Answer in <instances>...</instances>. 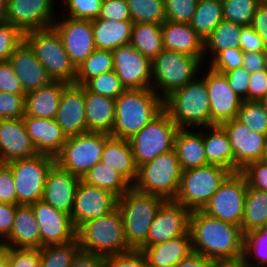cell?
Returning <instances> with one entry per match:
<instances>
[{
  "mask_svg": "<svg viewBox=\"0 0 267 267\" xmlns=\"http://www.w3.org/2000/svg\"><path fill=\"white\" fill-rule=\"evenodd\" d=\"M96 49L114 50L131 41L132 21L91 20Z\"/></svg>",
  "mask_w": 267,
  "mask_h": 267,
  "instance_id": "e575fe53",
  "label": "cell"
},
{
  "mask_svg": "<svg viewBox=\"0 0 267 267\" xmlns=\"http://www.w3.org/2000/svg\"><path fill=\"white\" fill-rule=\"evenodd\" d=\"M189 231L194 253L216 263L242 262L245 234L239 226L196 210L190 212Z\"/></svg>",
  "mask_w": 267,
  "mask_h": 267,
  "instance_id": "6da1fadb",
  "label": "cell"
},
{
  "mask_svg": "<svg viewBox=\"0 0 267 267\" xmlns=\"http://www.w3.org/2000/svg\"><path fill=\"white\" fill-rule=\"evenodd\" d=\"M8 255L10 267H40L41 249L1 247Z\"/></svg>",
  "mask_w": 267,
  "mask_h": 267,
  "instance_id": "f907efd6",
  "label": "cell"
},
{
  "mask_svg": "<svg viewBox=\"0 0 267 267\" xmlns=\"http://www.w3.org/2000/svg\"><path fill=\"white\" fill-rule=\"evenodd\" d=\"M55 0H7L5 22L25 33L51 28L56 20Z\"/></svg>",
  "mask_w": 267,
  "mask_h": 267,
  "instance_id": "5bb4252c",
  "label": "cell"
},
{
  "mask_svg": "<svg viewBox=\"0 0 267 267\" xmlns=\"http://www.w3.org/2000/svg\"><path fill=\"white\" fill-rule=\"evenodd\" d=\"M242 67L250 73L267 69V51L263 52H243Z\"/></svg>",
  "mask_w": 267,
  "mask_h": 267,
  "instance_id": "003e7915",
  "label": "cell"
},
{
  "mask_svg": "<svg viewBox=\"0 0 267 267\" xmlns=\"http://www.w3.org/2000/svg\"><path fill=\"white\" fill-rule=\"evenodd\" d=\"M55 121L67 137L88 132L84 86L69 84L63 90Z\"/></svg>",
  "mask_w": 267,
  "mask_h": 267,
  "instance_id": "603a6c76",
  "label": "cell"
},
{
  "mask_svg": "<svg viewBox=\"0 0 267 267\" xmlns=\"http://www.w3.org/2000/svg\"><path fill=\"white\" fill-rule=\"evenodd\" d=\"M107 267H147L145 255L141 250H130L125 253L106 257Z\"/></svg>",
  "mask_w": 267,
  "mask_h": 267,
  "instance_id": "680465c9",
  "label": "cell"
},
{
  "mask_svg": "<svg viewBox=\"0 0 267 267\" xmlns=\"http://www.w3.org/2000/svg\"><path fill=\"white\" fill-rule=\"evenodd\" d=\"M17 204L0 202V243L10 234L15 218Z\"/></svg>",
  "mask_w": 267,
  "mask_h": 267,
  "instance_id": "03108f58",
  "label": "cell"
},
{
  "mask_svg": "<svg viewBox=\"0 0 267 267\" xmlns=\"http://www.w3.org/2000/svg\"><path fill=\"white\" fill-rule=\"evenodd\" d=\"M114 70L112 50L96 49L78 68L74 84L84 86L90 79Z\"/></svg>",
  "mask_w": 267,
  "mask_h": 267,
  "instance_id": "60d3db41",
  "label": "cell"
},
{
  "mask_svg": "<svg viewBox=\"0 0 267 267\" xmlns=\"http://www.w3.org/2000/svg\"><path fill=\"white\" fill-rule=\"evenodd\" d=\"M163 49L177 51L198 59H204V40L190 24L166 20L161 24Z\"/></svg>",
  "mask_w": 267,
  "mask_h": 267,
  "instance_id": "4316f807",
  "label": "cell"
},
{
  "mask_svg": "<svg viewBox=\"0 0 267 267\" xmlns=\"http://www.w3.org/2000/svg\"><path fill=\"white\" fill-rule=\"evenodd\" d=\"M151 63V88L163 99L172 91L198 78V72L205 62L204 59L163 49Z\"/></svg>",
  "mask_w": 267,
  "mask_h": 267,
  "instance_id": "8992f818",
  "label": "cell"
},
{
  "mask_svg": "<svg viewBox=\"0 0 267 267\" xmlns=\"http://www.w3.org/2000/svg\"><path fill=\"white\" fill-rule=\"evenodd\" d=\"M25 115V95L0 91V120L22 118Z\"/></svg>",
  "mask_w": 267,
  "mask_h": 267,
  "instance_id": "db71d44e",
  "label": "cell"
},
{
  "mask_svg": "<svg viewBox=\"0 0 267 267\" xmlns=\"http://www.w3.org/2000/svg\"><path fill=\"white\" fill-rule=\"evenodd\" d=\"M251 26L262 38L264 48L267 51V0H263L258 5Z\"/></svg>",
  "mask_w": 267,
  "mask_h": 267,
  "instance_id": "e7e4bbea",
  "label": "cell"
},
{
  "mask_svg": "<svg viewBox=\"0 0 267 267\" xmlns=\"http://www.w3.org/2000/svg\"><path fill=\"white\" fill-rule=\"evenodd\" d=\"M231 172L218 165H206L182 171L174 199L190 212L202 210Z\"/></svg>",
  "mask_w": 267,
  "mask_h": 267,
  "instance_id": "9c48e42d",
  "label": "cell"
},
{
  "mask_svg": "<svg viewBox=\"0 0 267 267\" xmlns=\"http://www.w3.org/2000/svg\"><path fill=\"white\" fill-rule=\"evenodd\" d=\"M163 110V99L149 89L125 90L115 99L111 136L130 139Z\"/></svg>",
  "mask_w": 267,
  "mask_h": 267,
  "instance_id": "7a4b0ae2",
  "label": "cell"
},
{
  "mask_svg": "<svg viewBox=\"0 0 267 267\" xmlns=\"http://www.w3.org/2000/svg\"><path fill=\"white\" fill-rule=\"evenodd\" d=\"M242 264L244 267L267 266V227L245 234Z\"/></svg>",
  "mask_w": 267,
  "mask_h": 267,
  "instance_id": "b9f144b4",
  "label": "cell"
},
{
  "mask_svg": "<svg viewBox=\"0 0 267 267\" xmlns=\"http://www.w3.org/2000/svg\"><path fill=\"white\" fill-rule=\"evenodd\" d=\"M260 102L262 103V105L264 106V109L267 112V94L261 99Z\"/></svg>",
  "mask_w": 267,
  "mask_h": 267,
  "instance_id": "11e5206c",
  "label": "cell"
},
{
  "mask_svg": "<svg viewBox=\"0 0 267 267\" xmlns=\"http://www.w3.org/2000/svg\"><path fill=\"white\" fill-rule=\"evenodd\" d=\"M24 124L38 154L56 157L67 140V135L55 119L24 115Z\"/></svg>",
  "mask_w": 267,
  "mask_h": 267,
  "instance_id": "484cf974",
  "label": "cell"
},
{
  "mask_svg": "<svg viewBox=\"0 0 267 267\" xmlns=\"http://www.w3.org/2000/svg\"><path fill=\"white\" fill-rule=\"evenodd\" d=\"M101 162L114 168L131 185L135 183L138 176V167L135 164L128 139L110 136L105 142Z\"/></svg>",
  "mask_w": 267,
  "mask_h": 267,
  "instance_id": "1f68e13d",
  "label": "cell"
},
{
  "mask_svg": "<svg viewBox=\"0 0 267 267\" xmlns=\"http://www.w3.org/2000/svg\"><path fill=\"white\" fill-rule=\"evenodd\" d=\"M97 19L132 21L126 0H103Z\"/></svg>",
  "mask_w": 267,
  "mask_h": 267,
  "instance_id": "9f6ffc18",
  "label": "cell"
},
{
  "mask_svg": "<svg viewBox=\"0 0 267 267\" xmlns=\"http://www.w3.org/2000/svg\"><path fill=\"white\" fill-rule=\"evenodd\" d=\"M0 267H10L7 253L0 247Z\"/></svg>",
  "mask_w": 267,
  "mask_h": 267,
  "instance_id": "2644e50d",
  "label": "cell"
},
{
  "mask_svg": "<svg viewBox=\"0 0 267 267\" xmlns=\"http://www.w3.org/2000/svg\"><path fill=\"white\" fill-rule=\"evenodd\" d=\"M178 129L174 138L176 156L182 171L209 165L203 144V130Z\"/></svg>",
  "mask_w": 267,
  "mask_h": 267,
  "instance_id": "4dcf8cb0",
  "label": "cell"
},
{
  "mask_svg": "<svg viewBox=\"0 0 267 267\" xmlns=\"http://www.w3.org/2000/svg\"><path fill=\"white\" fill-rule=\"evenodd\" d=\"M260 161H262L265 164H267V144H266V147H265V149L263 151V154H262V157H261Z\"/></svg>",
  "mask_w": 267,
  "mask_h": 267,
  "instance_id": "34e18365",
  "label": "cell"
},
{
  "mask_svg": "<svg viewBox=\"0 0 267 267\" xmlns=\"http://www.w3.org/2000/svg\"><path fill=\"white\" fill-rule=\"evenodd\" d=\"M247 182L240 173H231L201 210L210 217L241 226Z\"/></svg>",
  "mask_w": 267,
  "mask_h": 267,
  "instance_id": "4fadbf2b",
  "label": "cell"
},
{
  "mask_svg": "<svg viewBox=\"0 0 267 267\" xmlns=\"http://www.w3.org/2000/svg\"><path fill=\"white\" fill-rule=\"evenodd\" d=\"M203 144L208 164L221 166L234 173V153L228 135L221 125L206 127L203 131Z\"/></svg>",
  "mask_w": 267,
  "mask_h": 267,
  "instance_id": "836d02e7",
  "label": "cell"
},
{
  "mask_svg": "<svg viewBox=\"0 0 267 267\" xmlns=\"http://www.w3.org/2000/svg\"><path fill=\"white\" fill-rule=\"evenodd\" d=\"M215 264V261L193 252L189 257L180 261L175 267H214Z\"/></svg>",
  "mask_w": 267,
  "mask_h": 267,
  "instance_id": "89a4df30",
  "label": "cell"
},
{
  "mask_svg": "<svg viewBox=\"0 0 267 267\" xmlns=\"http://www.w3.org/2000/svg\"><path fill=\"white\" fill-rule=\"evenodd\" d=\"M24 40L52 81L74 84L76 68L69 59L60 35L53 27L25 33Z\"/></svg>",
  "mask_w": 267,
  "mask_h": 267,
  "instance_id": "52a82bcc",
  "label": "cell"
},
{
  "mask_svg": "<svg viewBox=\"0 0 267 267\" xmlns=\"http://www.w3.org/2000/svg\"><path fill=\"white\" fill-rule=\"evenodd\" d=\"M90 185L106 189L120 198L132 185L114 168L98 162L82 178Z\"/></svg>",
  "mask_w": 267,
  "mask_h": 267,
  "instance_id": "f35d334b",
  "label": "cell"
},
{
  "mask_svg": "<svg viewBox=\"0 0 267 267\" xmlns=\"http://www.w3.org/2000/svg\"><path fill=\"white\" fill-rule=\"evenodd\" d=\"M110 134L87 132L67 137L61 152L55 157V163L80 179L98 162Z\"/></svg>",
  "mask_w": 267,
  "mask_h": 267,
  "instance_id": "30bf717a",
  "label": "cell"
},
{
  "mask_svg": "<svg viewBox=\"0 0 267 267\" xmlns=\"http://www.w3.org/2000/svg\"><path fill=\"white\" fill-rule=\"evenodd\" d=\"M181 176L182 169L173 149L139 166L137 179L132 186L140 192L174 200Z\"/></svg>",
  "mask_w": 267,
  "mask_h": 267,
  "instance_id": "ba28073f",
  "label": "cell"
},
{
  "mask_svg": "<svg viewBox=\"0 0 267 267\" xmlns=\"http://www.w3.org/2000/svg\"><path fill=\"white\" fill-rule=\"evenodd\" d=\"M221 126L228 135L234 153V173L261 159L267 144V135L251 130L236 118L222 123Z\"/></svg>",
  "mask_w": 267,
  "mask_h": 267,
  "instance_id": "d6986e66",
  "label": "cell"
},
{
  "mask_svg": "<svg viewBox=\"0 0 267 267\" xmlns=\"http://www.w3.org/2000/svg\"><path fill=\"white\" fill-rule=\"evenodd\" d=\"M8 61L26 94L52 81L25 40L16 47Z\"/></svg>",
  "mask_w": 267,
  "mask_h": 267,
  "instance_id": "d4e9b609",
  "label": "cell"
},
{
  "mask_svg": "<svg viewBox=\"0 0 267 267\" xmlns=\"http://www.w3.org/2000/svg\"><path fill=\"white\" fill-rule=\"evenodd\" d=\"M177 125L162 110L145 127L129 139L137 167L173 150Z\"/></svg>",
  "mask_w": 267,
  "mask_h": 267,
  "instance_id": "8fae6325",
  "label": "cell"
},
{
  "mask_svg": "<svg viewBox=\"0 0 267 267\" xmlns=\"http://www.w3.org/2000/svg\"><path fill=\"white\" fill-rule=\"evenodd\" d=\"M79 251L77 238L66 244L42 247L40 267H71Z\"/></svg>",
  "mask_w": 267,
  "mask_h": 267,
  "instance_id": "ee69618b",
  "label": "cell"
},
{
  "mask_svg": "<svg viewBox=\"0 0 267 267\" xmlns=\"http://www.w3.org/2000/svg\"><path fill=\"white\" fill-rule=\"evenodd\" d=\"M130 44L152 61L163 51L161 24L133 23Z\"/></svg>",
  "mask_w": 267,
  "mask_h": 267,
  "instance_id": "d590c367",
  "label": "cell"
},
{
  "mask_svg": "<svg viewBox=\"0 0 267 267\" xmlns=\"http://www.w3.org/2000/svg\"><path fill=\"white\" fill-rule=\"evenodd\" d=\"M236 119L251 130L267 135V112L260 101H242Z\"/></svg>",
  "mask_w": 267,
  "mask_h": 267,
  "instance_id": "bcb514c9",
  "label": "cell"
},
{
  "mask_svg": "<svg viewBox=\"0 0 267 267\" xmlns=\"http://www.w3.org/2000/svg\"><path fill=\"white\" fill-rule=\"evenodd\" d=\"M59 19L52 27L60 35L71 63L78 68L96 50L91 20Z\"/></svg>",
  "mask_w": 267,
  "mask_h": 267,
  "instance_id": "e0dca14e",
  "label": "cell"
},
{
  "mask_svg": "<svg viewBox=\"0 0 267 267\" xmlns=\"http://www.w3.org/2000/svg\"><path fill=\"white\" fill-rule=\"evenodd\" d=\"M190 211L175 200H165L153 219L146 239V248L164 243L189 231Z\"/></svg>",
  "mask_w": 267,
  "mask_h": 267,
  "instance_id": "ac0fdd59",
  "label": "cell"
},
{
  "mask_svg": "<svg viewBox=\"0 0 267 267\" xmlns=\"http://www.w3.org/2000/svg\"><path fill=\"white\" fill-rule=\"evenodd\" d=\"M31 206L40 230L41 248L66 244L76 239V229L69 214L56 210L43 200Z\"/></svg>",
  "mask_w": 267,
  "mask_h": 267,
  "instance_id": "ffe728a7",
  "label": "cell"
},
{
  "mask_svg": "<svg viewBox=\"0 0 267 267\" xmlns=\"http://www.w3.org/2000/svg\"><path fill=\"white\" fill-rule=\"evenodd\" d=\"M54 164L55 158L44 154L6 164L13 173L17 205H32L42 200L46 177Z\"/></svg>",
  "mask_w": 267,
  "mask_h": 267,
  "instance_id": "7c38bea8",
  "label": "cell"
},
{
  "mask_svg": "<svg viewBox=\"0 0 267 267\" xmlns=\"http://www.w3.org/2000/svg\"><path fill=\"white\" fill-rule=\"evenodd\" d=\"M240 173L248 186L267 192V164L260 160L254 161L247 164Z\"/></svg>",
  "mask_w": 267,
  "mask_h": 267,
  "instance_id": "11a10c76",
  "label": "cell"
},
{
  "mask_svg": "<svg viewBox=\"0 0 267 267\" xmlns=\"http://www.w3.org/2000/svg\"><path fill=\"white\" fill-rule=\"evenodd\" d=\"M7 0H0V23L5 21Z\"/></svg>",
  "mask_w": 267,
  "mask_h": 267,
  "instance_id": "8c879c8a",
  "label": "cell"
},
{
  "mask_svg": "<svg viewBox=\"0 0 267 267\" xmlns=\"http://www.w3.org/2000/svg\"><path fill=\"white\" fill-rule=\"evenodd\" d=\"M214 267H244L242 262L237 263H216Z\"/></svg>",
  "mask_w": 267,
  "mask_h": 267,
  "instance_id": "753ad0ef",
  "label": "cell"
},
{
  "mask_svg": "<svg viewBox=\"0 0 267 267\" xmlns=\"http://www.w3.org/2000/svg\"><path fill=\"white\" fill-rule=\"evenodd\" d=\"M80 180L79 177L60 168L55 163L47 174L42 200L56 210L71 216Z\"/></svg>",
  "mask_w": 267,
  "mask_h": 267,
  "instance_id": "cb8c5ba5",
  "label": "cell"
},
{
  "mask_svg": "<svg viewBox=\"0 0 267 267\" xmlns=\"http://www.w3.org/2000/svg\"><path fill=\"white\" fill-rule=\"evenodd\" d=\"M0 247L41 249L40 230L31 205H17L12 230Z\"/></svg>",
  "mask_w": 267,
  "mask_h": 267,
  "instance_id": "83f0119b",
  "label": "cell"
},
{
  "mask_svg": "<svg viewBox=\"0 0 267 267\" xmlns=\"http://www.w3.org/2000/svg\"><path fill=\"white\" fill-rule=\"evenodd\" d=\"M240 49L243 52H263L266 51L259 34L249 26H242L240 35Z\"/></svg>",
  "mask_w": 267,
  "mask_h": 267,
  "instance_id": "be15d7a7",
  "label": "cell"
},
{
  "mask_svg": "<svg viewBox=\"0 0 267 267\" xmlns=\"http://www.w3.org/2000/svg\"><path fill=\"white\" fill-rule=\"evenodd\" d=\"M199 0H164L166 20L189 24Z\"/></svg>",
  "mask_w": 267,
  "mask_h": 267,
  "instance_id": "c3c4849f",
  "label": "cell"
},
{
  "mask_svg": "<svg viewBox=\"0 0 267 267\" xmlns=\"http://www.w3.org/2000/svg\"><path fill=\"white\" fill-rule=\"evenodd\" d=\"M0 202L17 204L13 173L6 164L2 163H0Z\"/></svg>",
  "mask_w": 267,
  "mask_h": 267,
  "instance_id": "94428289",
  "label": "cell"
},
{
  "mask_svg": "<svg viewBox=\"0 0 267 267\" xmlns=\"http://www.w3.org/2000/svg\"><path fill=\"white\" fill-rule=\"evenodd\" d=\"M114 71L126 90L149 89L152 81L151 61L131 44L114 50Z\"/></svg>",
  "mask_w": 267,
  "mask_h": 267,
  "instance_id": "2e32d148",
  "label": "cell"
},
{
  "mask_svg": "<svg viewBox=\"0 0 267 267\" xmlns=\"http://www.w3.org/2000/svg\"><path fill=\"white\" fill-rule=\"evenodd\" d=\"M84 87L91 93L118 98L126 89L114 70L90 79Z\"/></svg>",
  "mask_w": 267,
  "mask_h": 267,
  "instance_id": "7dc6e473",
  "label": "cell"
},
{
  "mask_svg": "<svg viewBox=\"0 0 267 267\" xmlns=\"http://www.w3.org/2000/svg\"><path fill=\"white\" fill-rule=\"evenodd\" d=\"M24 35L8 22L0 23V62L8 61Z\"/></svg>",
  "mask_w": 267,
  "mask_h": 267,
  "instance_id": "816d5d0a",
  "label": "cell"
},
{
  "mask_svg": "<svg viewBox=\"0 0 267 267\" xmlns=\"http://www.w3.org/2000/svg\"><path fill=\"white\" fill-rule=\"evenodd\" d=\"M267 94V69L250 74L248 101H261Z\"/></svg>",
  "mask_w": 267,
  "mask_h": 267,
  "instance_id": "6125c7cd",
  "label": "cell"
},
{
  "mask_svg": "<svg viewBox=\"0 0 267 267\" xmlns=\"http://www.w3.org/2000/svg\"><path fill=\"white\" fill-rule=\"evenodd\" d=\"M69 84L50 81L25 95V115L55 119L63 90Z\"/></svg>",
  "mask_w": 267,
  "mask_h": 267,
  "instance_id": "f546056e",
  "label": "cell"
},
{
  "mask_svg": "<svg viewBox=\"0 0 267 267\" xmlns=\"http://www.w3.org/2000/svg\"><path fill=\"white\" fill-rule=\"evenodd\" d=\"M263 0H222L223 19L241 26L252 24L258 5Z\"/></svg>",
  "mask_w": 267,
  "mask_h": 267,
  "instance_id": "f6af8a7d",
  "label": "cell"
},
{
  "mask_svg": "<svg viewBox=\"0 0 267 267\" xmlns=\"http://www.w3.org/2000/svg\"><path fill=\"white\" fill-rule=\"evenodd\" d=\"M164 198L143 193L131 186L120 198L117 208L120 210L126 241L131 249L146 248L150 225Z\"/></svg>",
  "mask_w": 267,
  "mask_h": 267,
  "instance_id": "5b68a950",
  "label": "cell"
},
{
  "mask_svg": "<svg viewBox=\"0 0 267 267\" xmlns=\"http://www.w3.org/2000/svg\"><path fill=\"white\" fill-rule=\"evenodd\" d=\"M209 63L211 69L226 73L242 67L243 51L240 48H228L220 51Z\"/></svg>",
  "mask_w": 267,
  "mask_h": 267,
  "instance_id": "f5cc1de1",
  "label": "cell"
},
{
  "mask_svg": "<svg viewBox=\"0 0 267 267\" xmlns=\"http://www.w3.org/2000/svg\"><path fill=\"white\" fill-rule=\"evenodd\" d=\"M71 267H107L106 257L79 251Z\"/></svg>",
  "mask_w": 267,
  "mask_h": 267,
  "instance_id": "a7ac6f4b",
  "label": "cell"
},
{
  "mask_svg": "<svg viewBox=\"0 0 267 267\" xmlns=\"http://www.w3.org/2000/svg\"><path fill=\"white\" fill-rule=\"evenodd\" d=\"M222 20V1L199 0L192 21L189 24L205 41Z\"/></svg>",
  "mask_w": 267,
  "mask_h": 267,
  "instance_id": "ab89813d",
  "label": "cell"
},
{
  "mask_svg": "<svg viewBox=\"0 0 267 267\" xmlns=\"http://www.w3.org/2000/svg\"><path fill=\"white\" fill-rule=\"evenodd\" d=\"M38 155L27 133L23 118L0 120V163Z\"/></svg>",
  "mask_w": 267,
  "mask_h": 267,
  "instance_id": "7402d4cb",
  "label": "cell"
},
{
  "mask_svg": "<svg viewBox=\"0 0 267 267\" xmlns=\"http://www.w3.org/2000/svg\"><path fill=\"white\" fill-rule=\"evenodd\" d=\"M264 227H267V192L248 186L240 228L246 234Z\"/></svg>",
  "mask_w": 267,
  "mask_h": 267,
  "instance_id": "8d00e7d4",
  "label": "cell"
},
{
  "mask_svg": "<svg viewBox=\"0 0 267 267\" xmlns=\"http://www.w3.org/2000/svg\"><path fill=\"white\" fill-rule=\"evenodd\" d=\"M80 250L100 256H110L132 250L125 238L123 219L118 208L89 220L76 230Z\"/></svg>",
  "mask_w": 267,
  "mask_h": 267,
  "instance_id": "277c9868",
  "label": "cell"
},
{
  "mask_svg": "<svg viewBox=\"0 0 267 267\" xmlns=\"http://www.w3.org/2000/svg\"><path fill=\"white\" fill-rule=\"evenodd\" d=\"M103 0H63L62 5L67 7L66 17L82 20L98 18Z\"/></svg>",
  "mask_w": 267,
  "mask_h": 267,
  "instance_id": "681fc988",
  "label": "cell"
},
{
  "mask_svg": "<svg viewBox=\"0 0 267 267\" xmlns=\"http://www.w3.org/2000/svg\"><path fill=\"white\" fill-rule=\"evenodd\" d=\"M241 30V25L223 19L204 42V60L228 48H240Z\"/></svg>",
  "mask_w": 267,
  "mask_h": 267,
  "instance_id": "74e56055",
  "label": "cell"
},
{
  "mask_svg": "<svg viewBox=\"0 0 267 267\" xmlns=\"http://www.w3.org/2000/svg\"><path fill=\"white\" fill-rule=\"evenodd\" d=\"M0 91L26 95L9 61L0 62Z\"/></svg>",
  "mask_w": 267,
  "mask_h": 267,
  "instance_id": "91938a15",
  "label": "cell"
},
{
  "mask_svg": "<svg viewBox=\"0 0 267 267\" xmlns=\"http://www.w3.org/2000/svg\"><path fill=\"white\" fill-rule=\"evenodd\" d=\"M198 79V80H197ZM163 98V110L178 129L211 126L209 94L205 80L200 77ZM204 127V128H203Z\"/></svg>",
  "mask_w": 267,
  "mask_h": 267,
  "instance_id": "3957f363",
  "label": "cell"
},
{
  "mask_svg": "<svg viewBox=\"0 0 267 267\" xmlns=\"http://www.w3.org/2000/svg\"><path fill=\"white\" fill-rule=\"evenodd\" d=\"M133 23L163 24L164 0H126Z\"/></svg>",
  "mask_w": 267,
  "mask_h": 267,
  "instance_id": "7bdbcfd3",
  "label": "cell"
},
{
  "mask_svg": "<svg viewBox=\"0 0 267 267\" xmlns=\"http://www.w3.org/2000/svg\"><path fill=\"white\" fill-rule=\"evenodd\" d=\"M117 202L118 197L112 192L90 185L81 179L71 212L73 226L77 230L85 222L106 215L117 208Z\"/></svg>",
  "mask_w": 267,
  "mask_h": 267,
  "instance_id": "9a60e30c",
  "label": "cell"
},
{
  "mask_svg": "<svg viewBox=\"0 0 267 267\" xmlns=\"http://www.w3.org/2000/svg\"><path fill=\"white\" fill-rule=\"evenodd\" d=\"M150 267H175L193 253L191 233L170 239L141 250Z\"/></svg>",
  "mask_w": 267,
  "mask_h": 267,
  "instance_id": "f1b7e54d",
  "label": "cell"
},
{
  "mask_svg": "<svg viewBox=\"0 0 267 267\" xmlns=\"http://www.w3.org/2000/svg\"><path fill=\"white\" fill-rule=\"evenodd\" d=\"M223 74L226 76L229 86L235 94L241 100L248 101V87L251 73L246 68L239 67Z\"/></svg>",
  "mask_w": 267,
  "mask_h": 267,
  "instance_id": "6f0895ef",
  "label": "cell"
},
{
  "mask_svg": "<svg viewBox=\"0 0 267 267\" xmlns=\"http://www.w3.org/2000/svg\"><path fill=\"white\" fill-rule=\"evenodd\" d=\"M85 116L88 132L111 134L115 122V99L91 93L85 88Z\"/></svg>",
  "mask_w": 267,
  "mask_h": 267,
  "instance_id": "d6a6232c",
  "label": "cell"
},
{
  "mask_svg": "<svg viewBox=\"0 0 267 267\" xmlns=\"http://www.w3.org/2000/svg\"><path fill=\"white\" fill-rule=\"evenodd\" d=\"M202 78L205 80L209 94L211 126L221 125L236 118L243 100L229 86L226 76L209 67Z\"/></svg>",
  "mask_w": 267,
  "mask_h": 267,
  "instance_id": "44dd1931",
  "label": "cell"
}]
</instances>
